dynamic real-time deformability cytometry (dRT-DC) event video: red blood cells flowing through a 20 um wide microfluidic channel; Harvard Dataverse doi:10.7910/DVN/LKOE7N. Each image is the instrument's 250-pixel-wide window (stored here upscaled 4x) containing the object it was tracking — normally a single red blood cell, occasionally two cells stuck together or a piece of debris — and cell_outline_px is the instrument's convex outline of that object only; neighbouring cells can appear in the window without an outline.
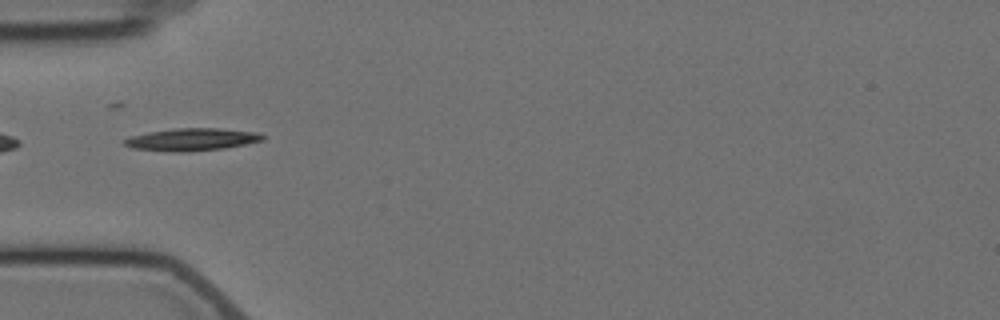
{"species": "Egyptian fruit bat (a non-hibernating species)", "species_latin": "Rousettus aegyptiacus", "temperature_condition": "cold", "stored_images_in_passage": 7, "segment_of_instrument_passage": [2, 2], "camera_frame_rate_fps": 3000, "um_per_image_px": 0.085, "animal": {"sex": "female"}, "frame": {"image": 1, "passage_image": 5, "time_ms": 4.667, "image_size_px": [1000, 320], "cell_outline_px": [[264, 140], [224, 148], [188, 152], [172, 152], [132, 148], [124, 144], [120, 140], [128, 136], [148, 132], [176, 128], [216, 128], [256, 132], [264, 136]], "centroid_in_image_um": [16.22, 11.86], "position_along_channel_um": 68.8, "area_um2": 18.15}}
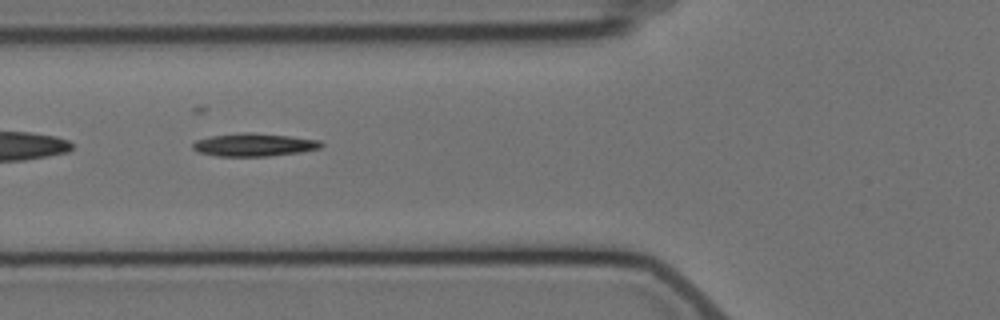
{"frame": {"image": 2, "passage_image": 6, "time_ms": 5.667, "image_size_px": [1000, 320], "cell_outline_px": [[324, 144], [320, 148], [300, 152], [268, 156], [216, 156], [196, 152], [192, 148], [192, 144], [196, 140], [212, 136], [244, 132], [252, 132], [288, 136], [320, 140]], "centroid_in_image_um": [21.57, 12.31], "position_along_channel_um": 104.2, "area_um2": 17.17}}
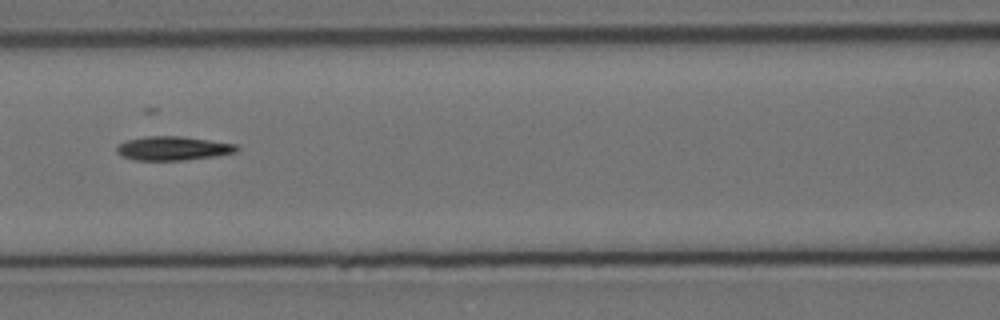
{"frame": {"image": 3, "passage_image": 7, "time_ms": 7.0, "image_size_px": [1000, 320], "cell_outline_px": [[240, 148], [236, 152], [216, 156], [184, 160], [136, 160], [120, 156], [116, 152], [116, 148], [124, 140], [148, 136], [180, 136], [236, 144]], "centroid_in_image_um": [14.68, 12.61], "position_along_channel_um": 151.9, "area_um2": 16.76}}